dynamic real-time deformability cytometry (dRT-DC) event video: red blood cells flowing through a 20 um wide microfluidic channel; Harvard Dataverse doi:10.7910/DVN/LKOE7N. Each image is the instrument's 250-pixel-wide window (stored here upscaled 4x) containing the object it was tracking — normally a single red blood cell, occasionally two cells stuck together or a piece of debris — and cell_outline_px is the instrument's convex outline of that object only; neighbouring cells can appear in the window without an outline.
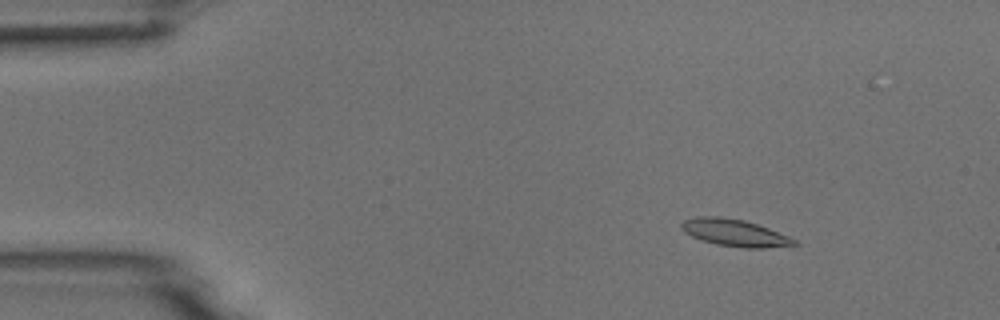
{"species": "common noctule bat (a hibernating species)", "species_latin": "Nyctalus noctula", "temperature_condition": "room temperature", "stored_images_in_passage": 54, "camera_frame_rate_fps": 3000, "um_per_image_px": 0.085, "animal": {"sex": "male", "body_mass_g": 18.8}, "frame": {"image": 1, "passage_image": 8, "time_ms": 2.333, "image_size_px": [1000, 320], "cell_outline_px": [[800, 244], [764, 248], [744, 248], [716, 244], [692, 236], [684, 232], [680, 228], [680, 224], [684, 220], [696, 216], [720, 216], [744, 220], [768, 228], [788, 236], [796, 240]], "centroid_in_image_um": [62.43, 19.78], "position_along_channel_um": 22.6, "area_um2": 17.69}}
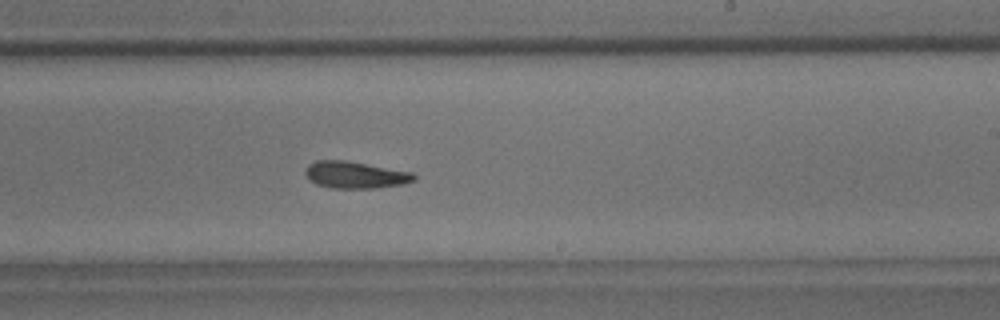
{"frame": {"image": 2, "passage_image": 33, "time_ms": 10.667, "image_size_px": [1000, 320], "cell_outline_px": [[416, 180], [400, 184], [376, 188], [332, 188], [316, 184], [308, 180], [304, 172], [304, 168], [308, 164], [316, 160], [344, 160], [412, 172], [416, 176]], "centroid_in_image_um": [30.13, 14.86], "position_along_channel_um": 258.9, "area_um2": 17.05}}
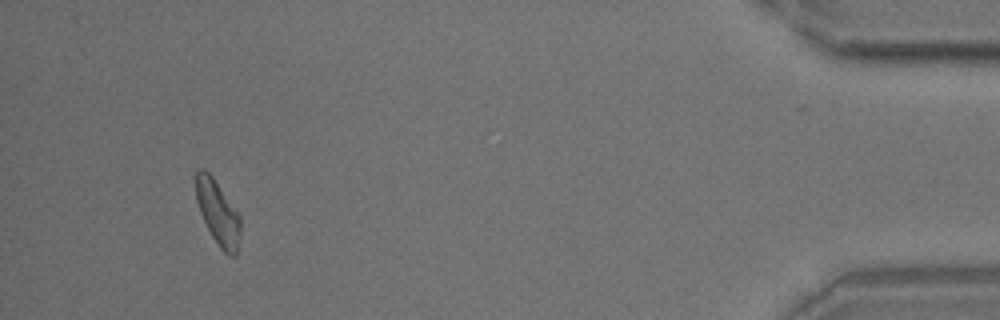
{"frame": {"image": 3, "passage_image": 51, "time_ms": 16.667, "image_size_px": [1000, 320], "cell_outline_px": [[240, 236], [236, 256], [228, 256], [220, 248], [212, 236], [200, 212], [196, 200], [196, 168], [204, 168], [212, 176], [240, 216]], "centroid_in_image_um": [18.52, 18.09], "position_along_channel_um": 416.7, "area_um2": 16.53}}